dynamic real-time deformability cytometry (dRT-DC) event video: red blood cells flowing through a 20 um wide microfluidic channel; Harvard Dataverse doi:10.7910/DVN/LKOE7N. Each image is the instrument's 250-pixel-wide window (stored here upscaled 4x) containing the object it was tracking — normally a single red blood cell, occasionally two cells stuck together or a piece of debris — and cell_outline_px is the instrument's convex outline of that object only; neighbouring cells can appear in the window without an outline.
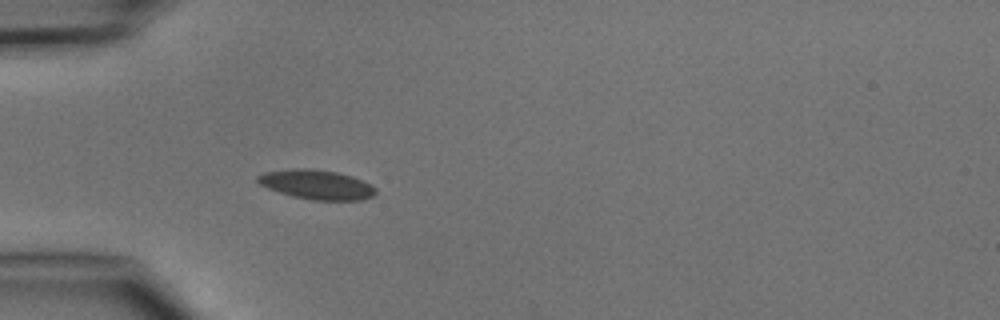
{"species": "common noctule bat (a hibernating species)", "species_latin": "Nyctalus noctula", "temperature_condition": "cold", "stored_images_in_passage": 3, "camera_frame_rate_fps": 3000, "um_per_image_px": 0.085, "animal": {"sex": "male", "body_mass_g": 15.6}, "frame": {"image": 1, "passage_image": 3, "time_ms": 3.333, "image_size_px": [1000, 320], "cell_outline_px": [[376, 192], [372, 196], [360, 200], [312, 200], [292, 196], [268, 188], [260, 184], [256, 180], [256, 176], [264, 172], [296, 168], [308, 168], [336, 172], [352, 176], [376, 188]], "centroid_in_image_um": [26.88, 15.69], "position_along_channel_um": 58.1, "area_um2": 20.06}}